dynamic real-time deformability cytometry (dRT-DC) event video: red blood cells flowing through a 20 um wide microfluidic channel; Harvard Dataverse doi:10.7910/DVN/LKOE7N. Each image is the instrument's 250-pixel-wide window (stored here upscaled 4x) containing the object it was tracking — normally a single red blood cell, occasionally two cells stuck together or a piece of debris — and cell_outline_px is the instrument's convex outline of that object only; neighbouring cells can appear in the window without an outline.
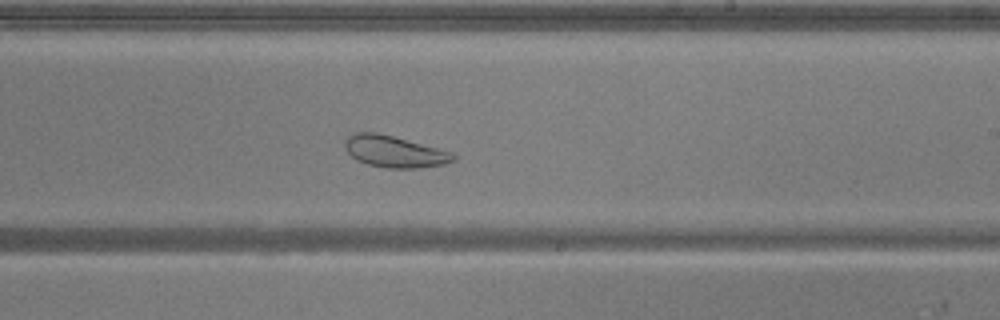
{"species": "common noctule bat (a hibernating species)", "species_latin": "Nyctalus noctula", "temperature_condition": "warm", "stored_images_in_passage": 53, "camera_frame_rate_fps": 3000, "um_per_image_px": 0.085, "animal": {"sex": "male", "body_mass_g": 20.5, "forearm_length_mm": 52.5}, "frame": {"image": 1, "passage_image": 31, "time_ms": 10.0, "image_size_px": [1000, 320], "cell_outline_px": [[456, 160], [444, 164], [420, 168], [384, 168], [368, 164], [356, 160], [348, 152], [344, 144], [344, 140], [352, 132], [376, 132], [392, 136], [452, 152], [456, 156]], "centroid_in_image_um": [33.51, 12.89], "position_along_channel_um": 255.5, "area_um2": 19.94}}